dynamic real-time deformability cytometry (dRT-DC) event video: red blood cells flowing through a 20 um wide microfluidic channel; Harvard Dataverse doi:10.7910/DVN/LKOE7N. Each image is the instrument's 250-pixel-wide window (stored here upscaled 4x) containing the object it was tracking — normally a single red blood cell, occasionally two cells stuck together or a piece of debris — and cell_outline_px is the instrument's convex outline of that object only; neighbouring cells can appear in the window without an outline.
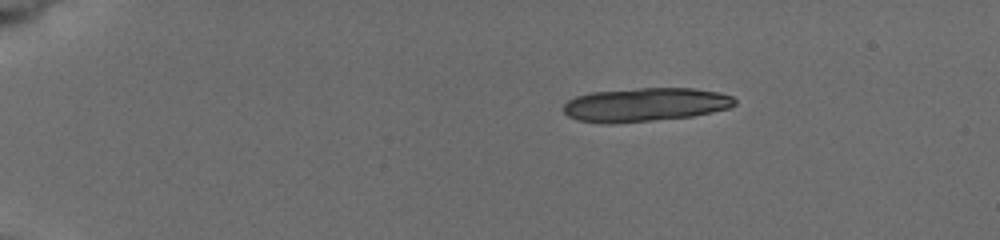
{"species": "common noctule bat (a hibernating species)", "species_latin": "Nyctalus noctula", "temperature_condition": "cold", "stored_images_in_passage": 44, "camera_frame_rate_fps": 3000, "um_per_image_px": 0.085, "animal": {"sex": "female", "body_mass_g": 19.5, "forearm_length_mm": 54.1}, "frame": {"image": 1, "passage_image": 8, "time_ms": 3.0, "image_size_px": [1000, 240], "cell_outline_px": [[736, 104], [728, 108], [712, 112], [692, 116], [612, 124], [604, 124], [576, 120], [568, 116], [564, 112], [564, 104], [568, 100], [576, 96], [592, 92], [640, 88], [692, 88], [716, 92], [732, 96], [736, 100]], "centroid_in_image_um": [54.81, 8.9], "position_along_channel_um": 30.2, "area_um2": 33.58}}
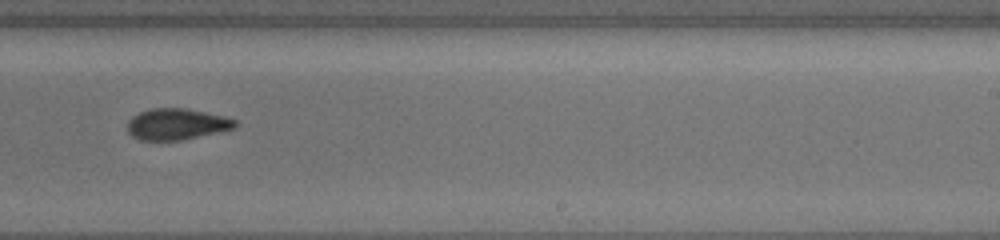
{"frame": {"image": 2, "passage_image": 29, "time_ms": 12.0, "image_size_px": [1000, 240], "cell_outline_px": [[236, 128], [180, 140], [140, 140], [132, 136], [128, 132], [128, 120], [132, 116], [140, 112], [152, 108], [184, 108], [224, 116], [236, 120]], "centroid_in_image_um": [14.99, 10.55], "position_along_channel_um": 274.0, "area_um2": 19.42}}
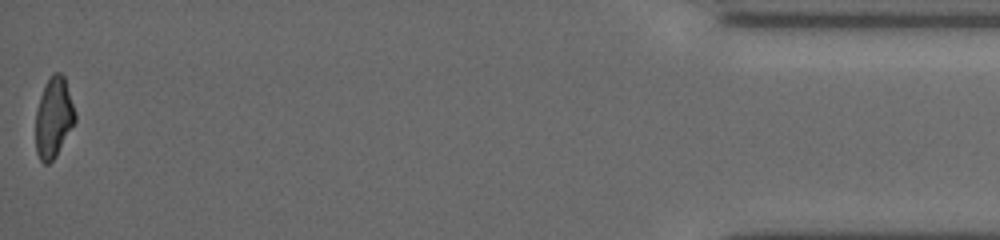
{"frame": {"image": 3, "passage_image": 44, "time_ms": 18.0, "image_size_px": [1000, 240], "cell_outline_px": [[76, 120], [56, 156], [48, 164], [44, 164], [40, 160], [36, 152], [36, 112], [40, 96], [52, 72], [60, 72], [64, 76], [76, 112]], "centroid_in_image_um": [4.57, 10.0], "position_along_channel_um": 430.6, "area_um2": 18.38}, "authors_computed_cell_mechanics": {"area_um2": 20.6924, "velocity_mm_per_s": 3.8651, "shape_relaxation_time_tau1_ms": 6.7587, "shape_relaxation_time_tau2_ms": 3.2099, "deformation_change_tau1": 0.1672, "deformation_change_tau2": 0.0845}}